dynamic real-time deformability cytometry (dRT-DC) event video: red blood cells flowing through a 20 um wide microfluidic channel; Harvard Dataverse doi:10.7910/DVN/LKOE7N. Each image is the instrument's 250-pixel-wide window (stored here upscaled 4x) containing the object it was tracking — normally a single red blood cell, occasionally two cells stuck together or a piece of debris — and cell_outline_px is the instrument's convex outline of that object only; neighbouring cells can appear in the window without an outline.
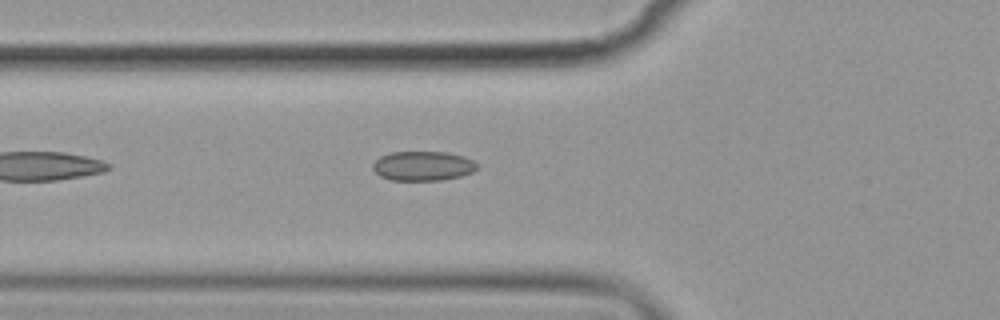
{"species": "common noctule bat (a hibernating species)", "species_latin": "Nyctalus noctula", "temperature_condition": "cold", "stored_images_in_passage": 6, "camera_frame_rate_fps": 3000, "um_per_image_px": 0.085, "animal": {"sex": "female", "body_mass_g": 19.9}, "frame": {"image": 1, "passage_image": 6, "time_ms": 6.667, "image_size_px": [1000, 320], "cell_outline_px": [[476, 168], [472, 172], [460, 176], [440, 180], [392, 180], [380, 176], [372, 168], [372, 164], [380, 156], [392, 152], [444, 152], [464, 156], [472, 160], [476, 164]], "centroid_in_image_um": [35.92, 14.1], "position_along_channel_um": 89.9, "area_um2": 17.74}}